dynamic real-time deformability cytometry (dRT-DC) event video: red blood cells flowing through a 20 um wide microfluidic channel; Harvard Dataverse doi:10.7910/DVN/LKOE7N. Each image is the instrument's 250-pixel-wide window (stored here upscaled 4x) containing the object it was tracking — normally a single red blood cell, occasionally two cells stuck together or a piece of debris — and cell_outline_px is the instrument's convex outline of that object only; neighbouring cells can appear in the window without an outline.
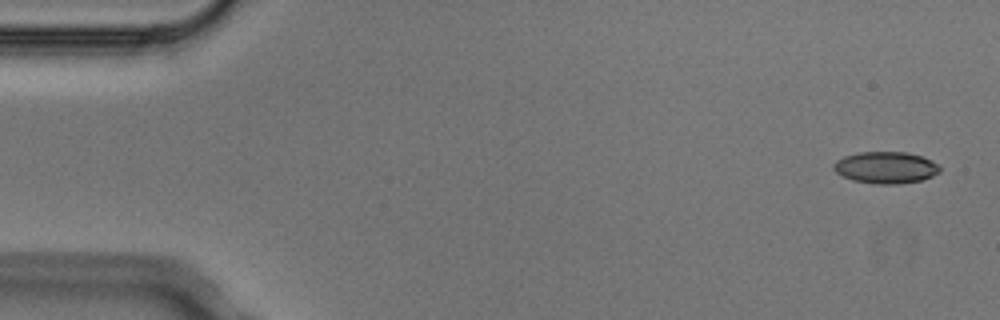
{"species": "Egyptian fruit bat (a non-hibernating species)", "species_latin": "Rousettus aegyptiacus", "temperature_condition": "cold", "stored_images_in_passage": 5, "segment_of_instrument_passage": [1, 2], "camera_frame_rate_fps": 3000, "um_per_image_px": 0.085, "animal": {"sex": "male"}, "frame": {"image": 1, "passage_image": 1, "time_ms": 0.0, "image_size_px": [1000, 320], "cell_outline_px": [[940, 172], [932, 176], [920, 180], [900, 184], [880, 184], [852, 180], [836, 172], [832, 168], [832, 164], [836, 160], [844, 156], [860, 152], [904, 152], [920, 156], [932, 160], [940, 168]], "centroid_in_image_um": [75.27, 14.24], "position_along_channel_um": 9.7, "area_um2": 19.54}}
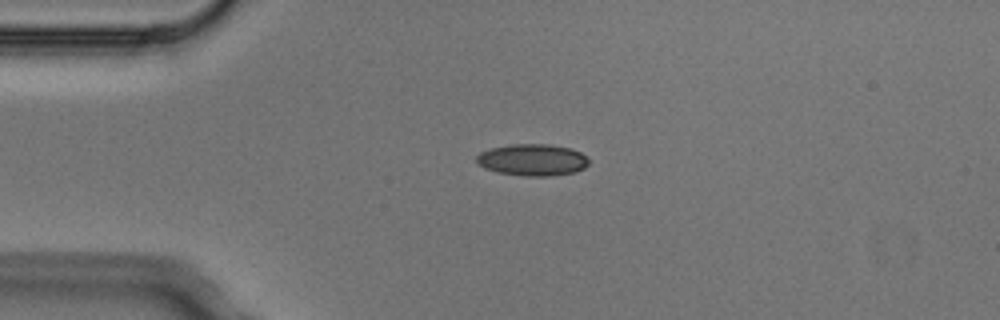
{"frame": {"image": 2, "passage_image": 3, "time_ms": 0.667, "image_size_px": [1000, 320], "cell_outline_px": [[588, 164], [584, 168], [576, 172], [552, 176], [524, 176], [496, 172], [484, 168], [476, 160], [476, 156], [480, 152], [492, 148], [512, 144], [548, 144], [572, 148], [588, 156]], "centroid_in_image_um": [45.29, 13.59], "position_along_channel_um": 39.7, "area_um2": 20.92}}